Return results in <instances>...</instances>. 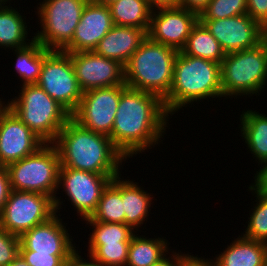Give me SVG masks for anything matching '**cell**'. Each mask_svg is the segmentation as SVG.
<instances>
[{
	"label": "cell",
	"instance_id": "cell-26",
	"mask_svg": "<svg viewBox=\"0 0 267 266\" xmlns=\"http://www.w3.org/2000/svg\"><path fill=\"white\" fill-rule=\"evenodd\" d=\"M181 52L220 64L226 55L219 42L200 20L193 26Z\"/></svg>",
	"mask_w": 267,
	"mask_h": 266
},
{
	"label": "cell",
	"instance_id": "cell-12",
	"mask_svg": "<svg viewBox=\"0 0 267 266\" xmlns=\"http://www.w3.org/2000/svg\"><path fill=\"white\" fill-rule=\"evenodd\" d=\"M121 94L122 85L84 92L71 117L90 131L110 136Z\"/></svg>",
	"mask_w": 267,
	"mask_h": 266
},
{
	"label": "cell",
	"instance_id": "cell-34",
	"mask_svg": "<svg viewBox=\"0 0 267 266\" xmlns=\"http://www.w3.org/2000/svg\"><path fill=\"white\" fill-rule=\"evenodd\" d=\"M29 266H63L70 255H50L31 250H19Z\"/></svg>",
	"mask_w": 267,
	"mask_h": 266
},
{
	"label": "cell",
	"instance_id": "cell-24",
	"mask_svg": "<svg viewBox=\"0 0 267 266\" xmlns=\"http://www.w3.org/2000/svg\"><path fill=\"white\" fill-rule=\"evenodd\" d=\"M139 231L143 232L138 230L131 238L126 266H152L169 254L171 247L166 237L149 238L139 235Z\"/></svg>",
	"mask_w": 267,
	"mask_h": 266
},
{
	"label": "cell",
	"instance_id": "cell-22",
	"mask_svg": "<svg viewBox=\"0 0 267 266\" xmlns=\"http://www.w3.org/2000/svg\"><path fill=\"white\" fill-rule=\"evenodd\" d=\"M241 137L244 139L248 151L253 159L261 165L267 161V115L256 110L242 111L240 115Z\"/></svg>",
	"mask_w": 267,
	"mask_h": 266
},
{
	"label": "cell",
	"instance_id": "cell-27",
	"mask_svg": "<svg viewBox=\"0 0 267 266\" xmlns=\"http://www.w3.org/2000/svg\"><path fill=\"white\" fill-rule=\"evenodd\" d=\"M12 51L16 57L14 70L21 79L20 86L36 84L45 59V47L33 39L27 46L12 49Z\"/></svg>",
	"mask_w": 267,
	"mask_h": 266
},
{
	"label": "cell",
	"instance_id": "cell-3",
	"mask_svg": "<svg viewBox=\"0 0 267 266\" xmlns=\"http://www.w3.org/2000/svg\"><path fill=\"white\" fill-rule=\"evenodd\" d=\"M222 98L220 63L178 52L169 94L163 99L172 116L187 104Z\"/></svg>",
	"mask_w": 267,
	"mask_h": 266
},
{
	"label": "cell",
	"instance_id": "cell-30",
	"mask_svg": "<svg viewBox=\"0 0 267 266\" xmlns=\"http://www.w3.org/2000/svg\"><path fill=\"white\" fill-rule=\"evenodd\" d=\"M248 188L252 195H256V200L253 202L257 203L253 209L251 208L249 220L246 222L248 225H244L246 229L244 233L242 232V236L267 243V193L258 191L251 184Z\"/></svg>",
	"mask_w": 267,
	"mask_h": 266
},
{
	"label": "cell",
	"instance_id": "cell-39",
	"mask_svg": "<svg viewBox=\"0 0 267 266\" xmlns=\"http://www.w3.org/2000/svg\"><path fill=\"white\" fill-rule=\"evenodd\" d=\"M189 254L192 253L187 252V255L180 261L179 266H216L212 258L205 259L203 257H199L198 255L194 256V254Z\"/></svg>",
	"mask_w": 267,
	"mask_h": 266
},
{
	"label": "cell",
	"instance_id": "cell-28",
	"mask_svg": "<svg viewBox=\"0 0 267 266\" xmlns=\"http://www.w3.org/2000/svg\"><path fill=\"white\" fill-rule=\"evenodd\" d=\"M121 175L113 178L104 188L97 209L91 215L94 221L125 224V212L121 197Z\"/></svg>",
	"mask_w": 267,
	"mask_h": 266
},
{
	"label": "cell",
	"instance_id": "cell-14",
	"mask_svg": "<svg viewBox=\"0 0 267 266\" xmlns=\"http://www.w3.org/2000/svg\"><path fill=\"white\" fill-rule=\"evenodd\" d=\"M82 92L101 87L125 85V68L120 62L94 51L68 52Z\"/></svg>",
	"mask_w": 267,
	"mask_h": 266
},
{
	"label": "cell",
	"instance_id": "cell-1",
	"mask_svg": "<svg viewBox=\"0 0 267 266\" xmlns=\"http://www.w3.org/2000/svg\"><path fill=\"white\" fill-rule=\"evenodd\" d=\"M169 119L170 115L158 95L122 85L109 138L129 160L163 141L161 138L166 134V127H169Z\"/></svg>",
	"mask_w": 267,
	"mask_h": 266
},
{
	"label": "cell",
	"instance_id": "cell-4",
	"mask_svg": "<svg viewBox=\"0 0 267 266\" xmlns=\"http://www.w3.org/2000/svg\"><path fill=\"white\" fill-rule=\"evenodd\" d=\"M178 52L147 37L124 66L125 85L163 100L170 91Z\"/></svg>",
	"mask_w": 267,
	"mask_h": 266
},
{
	"label": "cell",
	"instance_id": "cell-13",
	"mask_svg": "<svg viewBox=\"0 0 267 266\" xmlns=\"http://www.w3.org/2000/svg\"><path fill=\"white\" fill-rule=\"evenodd\" d=\"M199 20L219 42L225 54L253 48L267 37V30L248 14Z\"/></svg>",
	"mask_w": 267,
	"mask_h": 266
},
{
	"label": "cell",
	"instance_id": "cell-35",
	"mask_svg": "<svg viewBox=\"0 0 267 266\" xmlns=\"http://www.w3.org/2000/svg\"><path fill=\"white\" fill-rule=\"evenodd\" d=\"M247 14L267 30V0H247Z\"/></svg>",
	"mask_w": 267,
	"mask_h": 266
},
{
	"label": "cell",
	"instance_id": "cell-16",
	"mask_svg": "<svg viewBox=\"0 0 267 266\" xmlns=\"http://www.w3.org/2000/svg\"><path fill=\"white\" fill-rule=\"evenodd\" d=\"M198 20L196 12L180 6L156 9L152 11L147 35L155 42L181 51Z\"/></svg>",
	"mask_w": 267,
	"mask_h": 266
},
{
	"label": "cell",
	"instance_id": "cell-37",
	"mask_svg": "<svg viewBox=\"0 0 267 266\" xmlns=\"http://www.w3.org/2000/svg\"><path fill=\"white\" fill-rule=\"evenodd\" d=\"M11 191L8 171L6 166L0 165V212L2 211Z\"/></svg>",
	"mask_w": 267,
	"mask_h": 266
},
{
	"label": "cell",
	"instance_id": "cell-7",
	"mask_svg": "<svg viewBox=\"0 0 267 266\" xmlns=\"http://www.w3.org/2000/svg\"><path fill=\"white\" fill-rule=\"evenodd\" d=\"M220 73L222 99L259 96L267 84V37L253 48L226 54Z\"/></svg>",
	"mask_w": 267,
	"mask_h": 266
},
{
	"label": "cell",
	"instance_id": "cell-45",
	"mask_svg": "<svg viewBox=\"0 0 267 266\" xmlns=\"http://www.w3.org/2000/svg\"><path fill=\"white\" fill-rule=\"evenodd\" d=\"M11 0H0V3H10Z\"/></svg>",
	"mask_w": 267,
	"mask_h": 266
},
{
	"label": "cell",
	"instance_id": "cell-8",
	"mask_svg": "<svg viewBox=\"0 0 267 266\" xmlns=\"http://www.w3.org/2000/svg\"><path fill=\"white\" fill-rule=\"evenodd\" d=\"M89 0H43L35 11L40 25L35 36L48 50L63 51L71 42Z\"/></svg>",
	"mask_w": 267,
	"mask_h": 266
},
{
	"label": "cell",
	"instance_id": "cell-43",
	"mask_svg": "<svg viewBox=\"0 0 267 266\" xmlns=\"http://www.w3.org/2000/svg\"><path fill=\"white\" fill-rule=\"evenodd\" d=\"M7 266H29L28 263L24 260V258L18 254V256L10 262Z\"/></svg>",
	"mask_w": 267,
	"mask_h": 266
},
{
	"label": "cell",
	"instance_id": "cell-15",
	"mask_svg": "<svg viewBox=\"0 0 267 266\" xmlns=\"http://www.w3.org/2000/svg\"><path fill=\"white\" fill-rule=\"evenodd\" d=\"M44 144L5 103L0 104L1 166H7L35 153Z\"/></svg>",
	"mask_w": 267,
	"mask_h": 266
},
{
	"label": "cell",
	"instance_id": "cell-44",
	"mask_svg": "<svg viewBox=\"0 0 267 266\" xmlns=\"http://www.w3.org/2000/svg\"><path fill=\"white\" fill-rule=\"evenodd\" d=\"M89 1L99 3V4L108 5L111 2L116 1V0H89Z\"/></svg>",
	"mask_w": 267,
	"mask_h": 266
},
{
	"label": "cell",
	"instance_id": "cell-19",
	"mask_svg": "<svg viewBox=\"0 0 267 266\" xmlns=\"http://www.w3.org/2000/svg\"><path fill=\"white\" fill-rule=\"evenodd\" d=\"M147 37L144 29L114 25L99 41L94 52L125 66Z\"/></svg>",
	"mask_w": 267,
	"mask_h": 266
},
{
	"label": "cell",
	"instance_id": "cell-6",
	"mask_svg": "<svg viewBox=\"0 0 267 266\" xmlns=\"http://www.w3.org/2000/svg\"><path fill=\"white\" fill-rule=\"evenodd\" d=\"M60 156L53 143H45L35 153L6 166L11 190L37 192L54 199L56 213L62 209L58 191ZM58 192V193H57Z\"/></svg>",
	"mask_w": 267,
	"mask_h": 266
},
{
	"label": "cell",
	"instance_id": "cell-10",
	"mask_svg": "<svg viewBox=\"0 0 267 266\" xmlns=\"http://www.w3.org/2000/svg\"><path fill=\"white\" fill-rule=\"evenodd\" d=\"M55 214L52 197L37 192L11 190L0 212V227L21 237L26 231L46 222Z\"/></svg>",
	"mask_w": 267,
	"mask_h": 266
},
{
	"label": "cell",
	"instance_id": "cell-31",
	"mask_svg": "<svg viewBox=\"0 0 267 266\" xmlns=\"http://www.w3.org/2000/svg\"><path fill=\"white\" fill-rule=\"evenodd\" d=\"M129 244H88L87 251L103 266H126Z\"/></svg>",
	"mask_w": 267,
	"mask_h": 266
},
{
	"label": "cell",
	"instance_id": "cell-36",
	"mask_svg": "<svg viewBox=\"0 0 267 266\" xmlns=\"http://www.w3.org/2000/svg\"><path fill=\"white\" fill-rule=\"evenodd\" d=\"M76 250L77 249L70 254L63 266H103L91 254L87 253V257L89 258L86 260L83 258V256L81 257V252Z\"/></svg>",
	"mask_w": 267,
	"mask_h": 266
},
{
	"label": "cell",
	"instance_id": "cell-11",
	"mask_svg": "<svg viewBox=\"0 0 267 266\" xmlns=\"http://www.w3.org/2000/svg\"><path fill=\"white\" fill-rule=\"evenodd\" d=\"M117 176L119 175H101L60 166L58 189H62L65 197L68 196L70 206L84 220L96 211L104 188Z\"/></svg>",
	"mask_w": 267,
	"mask_h": 266
},
{
	"label": "cell",
	"instance_id": "cell-9",
	"mask_svg": "<svg viewBox=\"0 0 267 266\" xmlns=\"http://www.w3.org/2000/svg\"><path fill=\"white\" fill-rule=\"evenodd\" d=\"M36 85L71 115L78 108L83 95L70 54L65 51L45 48V59Z\"/></svg>",
	"mask_w": 267,
	"mask_h": 266
},
{
	"label": "cell",
	"instance_id": "cell-32",
	"mask_svg": "<svg viewBox=\"0 0 267 266\" xmlns=\"http://www.w3.org/2000/svg\"><path fill=\"white\" fill-rule=\"evenodd\" d=\"M247 14V0H210L199 19H225Z\"/></svg>",
	"mask_w": 267,
	"mask_h": 266
},
{
	"label": "cell",
	"instance_id": "cell-21",
	"mask_svg": "<svg viewBox=\"0 0 267 266\" xmlns=\"http://www.w3.org/2000/svg\"><path fill=\"white\" fill-rule=\"evenodd\" d=\"M123 179L121 178V197L125 212V224L138 232L137 230L140 229L147 221L149 214H151L149 212L154 195L143 190L144 187L134 182L135 180Z\"/></svg>",
	"mask_w": 267,
	"mask_h": 266
},
{
	"label": "cell",
	"instance_id": "cell-42",
	"mask_svg": "<svg viewBox=\"0 0 267 266\" xmlns=\"http://www.w3.org/2000/svg\"><path fill=\"white\" fill-rule=\"evenodd\" d=\"M152 10L179 7L180 0H147Z\"/></svg>",
	"mask_w": 267,
	"mask_h": 266
},
{
	"label": "cell",
	"instance_id": "cell-25",
	"mask_svg": "<svg viewBox=\"0 0 267 266\" xmlns=\"http://www.w3.org/2000/svg\"><path fill=\"white\" fill-rule=\"evenodd\" d=\"M108 7L114 25L136 27L148 32L153 10L147 0H116Z\"/></svg>",
	"mask_w": 267,
	"mask_h": 266
},
{
	"label": "cell",
	"instance_id": "cell-29",
	"mask_svg": "<svg viewBox=\"0 0 267 266\" xmlns=\"http://www.w3.org/2000/svg\"><path fill=\"white\" fill-rule=\"evenodd\" d=\"M93 228L88 236V244H120L130 242L136 233L129 225L123 223L99 222L91 217L84 219Z\"/></svg>",
	"mask_w": 267,
	"mask_h": 266
},
{
	"label": "cell",
	"instance_id": "cell-33",
	"mask_svg": "<svg viewBox=\"0 0 267 266\" xmlns=\"http://www.w3.org/2000/svg\"><path fill=\"white\" fill-rule=\"evenodd\" d=\"M20 237L0 227V266H7L19 254Z\"/></svg>",
	"mask_w": 267,
	"mask_h": 266
},
{
	"label": "cell",
	"instance_id": "cell-46",
	"mask_svg": "<svg viewBox=\"0 0 267 266\" xmlns=\"http://www.w3.org/2000/svg\"><path fill=\"white\" fill-rule=\"evenodd\" d=\"M265 266H267V247H266Z\"/></svg>",
	"mask_w": 267,
	"mask_h": 266
},
{
	"label": "cell",
	"instance_id": "cell-17",
	"mask_svg": "<svg viewBox=\"0 0 267 266\" xmlns=\"http://www.w3.org/2000/svg\"><path fill=\"white\" fill-rule=\"evenodd\" d=\"M57 213L36 225L20 237L19 250H31L50 255H70L76 248L72 236ZM65 225V226H64Z\"/></svg>",
	"mask_w": 267,
	"mask_h": 266
},
{
	"label": "cell",
	"instance_id": "cell-18",
	"mask_svg": "<svg viewBox=\"0 0 267 266\" xmlns=\"http://www.w3.org/2000/svg\"><path fill=\"white\" fill-rule=\"evenodd\" d=\"M114 26L108 5L88 1L65 52L94 51L99 41Z\"/></svg>",
	"mask_w": 267,
	"mask_h": 266
},
{
	"label": "cell",
	"instance_id": "cell-5",
	"mask_svg": "<svg viewBox=\"0 0 267 266\" xmlns=\"http://www.w3.org/2000/svg\"><path fill=\"white\" fill-rule=\"evenodd\" d=\"M5 105L44 143H54L71 114L36 84L20 86Z\"/></svg>",
	"mask_w": 267,
	"mask_h": 266
},
{
	"label": "cell",
	"instance_id": "cell-20",
	"mask_svg": "<svg viewBox=\"0 0 267 266\" xmlns=\"http://www.w3.org/2000/svg\"><path fill=\"white\" fill-rule=\"evenodd\" d=\"M267 243L238 236L212 259L216 266H265Z\"/></svg>",
	"mask_w": 267,
	"mask_h": 266
},
{
	"label": "cell",
	"instance_id": "cell-2",
	"mask_svg": "<svg viewBox=\"0 0 267 266\" xmlns=\"http://www.w3.org/2000/svg\"><path fill=\"white\" fill-rule=\"evenodd\" d=\"M53 144L60 156V166L65 168L120 175L122 163L127 160L109 136L86 129L72 117Z\"/></svg>",
	"mask_w": 267,
	"mask_h": 266
},
{
	"label": "cell",
	"instance_id": "cell-38",
	"mask_svg": "<svg viewBox=\"0 0 267 266\" xmlns=\"http://www.w3.org/2000/svg\"><path fill=\"white\" fill-rule=\"evenodd\" d=\"M252 186L260 192L267 193V161L261 164L260 169L254 174Z\"/></svg>",
	"mask_w": 267,
	"mask_h": 266
},
{
	"label": "cell",
	"instance_id": "cell-40",
	"mask_svg": "<svg viewBox=\"0 0 267 266\" xmlns=\"http://www.w3.org/2000/svg\"><path fill=\"white\" fill-rule=\"evenodd\" d=\"M171 253L169 252V257L167 254L165 257H163L160 261H158L152 266H179L180 261L187 255V253L185 254L181 251L180 253H176V250L171 251Z\"/></svg>",
	"mask_w": 267,
	"mask_h": 266
},
{
	"label": "cell",
	"instance_id": "cell-41",
	"mask_svg": "<svg viewBox=\"0 0 267 266\" xmlns=\"http://www.w3.org/2000/svg\"><path fill=\"white\" fill-rule=\"evenodd\" d=\"M210 0H180V7L186 8L198 15L208 6Z\"/></svg>",
	"mask_w": 267,
	"mask_h": 266
},
{
	"label": "cell",
	"instance_id": "cell-23",
	"mask_svg": "<svg viewBox=\"0 0 267 266\" xmlns=\"http://www.w3.org/2000/svg\"><path fill=\"white\" fill-rule=\"evenodd\" d=\"M7 4L0 3V47L10 51L27 46L34 38H27L32 27L27 26L26 16L19 13L21 10L10 6L11 3Z\"/></svg>",
	"mask_w": 267,
	"mask_h": 266
}]
</instances>
